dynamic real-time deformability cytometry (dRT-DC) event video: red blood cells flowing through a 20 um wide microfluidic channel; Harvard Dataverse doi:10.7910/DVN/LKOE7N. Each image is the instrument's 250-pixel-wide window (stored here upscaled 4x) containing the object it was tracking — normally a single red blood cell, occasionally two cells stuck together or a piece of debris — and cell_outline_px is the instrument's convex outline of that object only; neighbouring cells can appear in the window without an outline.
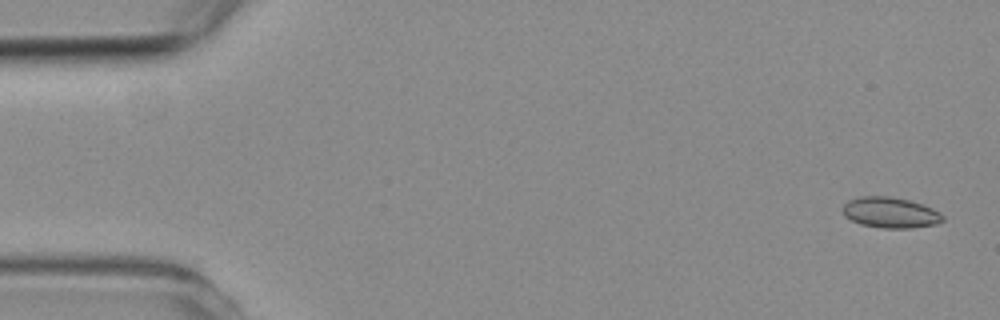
{"species": "common noctule bat (a hibernating species)", "species_latin": "Nyctalus noctula", "temperature_condition": "room temperature", "stored_images_in_passage": 2, "segment_of_instrument_passage": [2, 2], "camera_frame_rate_fps": 3000, "um_per_image_px": 0.085, "animal": {"sex": "female", "body_mass_g": 19.3, "forearm_length_mm": 54.1}, "frame": {"image": 1, "passage_image": 2, "time_ms": 2.0, "image_size_px": [1000, 320], "cell_outline_px": [[944, 220], [936, 224], [912, 228], [884, 228], [860, 224], [844, 216], [840, 208], [848, 200], [860, 196], [888, 196], [908, 200], [932, 208], [940, 212], [944, 216]], "centroid_in_image_um": [75.65, 18.07], "position_along_channel_um": 9.4, "area_um2": 17.98}}